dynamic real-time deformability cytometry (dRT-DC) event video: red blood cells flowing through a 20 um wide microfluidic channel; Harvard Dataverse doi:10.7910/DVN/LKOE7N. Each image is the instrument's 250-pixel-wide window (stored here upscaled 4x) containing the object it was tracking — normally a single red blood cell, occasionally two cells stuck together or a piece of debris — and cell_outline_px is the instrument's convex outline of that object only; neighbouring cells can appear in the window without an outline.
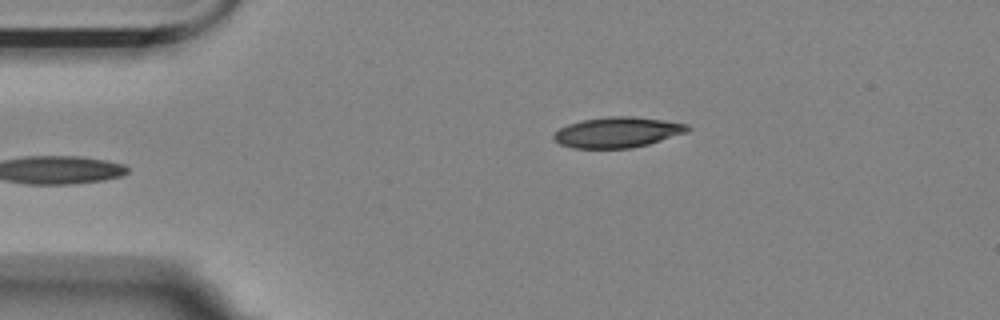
{"species": "Egyptian fruit bat (a non-hibernating species)", "species_latin": "Rousettus aegyptiacus", "temperature_condition": "room temperature", "stored_images_in_passage": 3, "camera_frame_rate_fps": 3000, "um_per_image_px": 0.085, "animal": {"sex": "female"}, "frame": {"image": 1, "passage_image": 1, "time_ms": 0.0, "image_size_px": [1000, 320], "cell_outline_px": [[692, 128], [688, 132], [648, 144], [632, 148], [572, 148], [560, 144], [552, 136], [560, 128], [568, 124], [584, 120], [608, 116], [632, 116], [688, 124]], "centroid_in_image_um": [52.5, 11.25], "position_along_channel_um": 32.5, "area_um2": 23.64}}
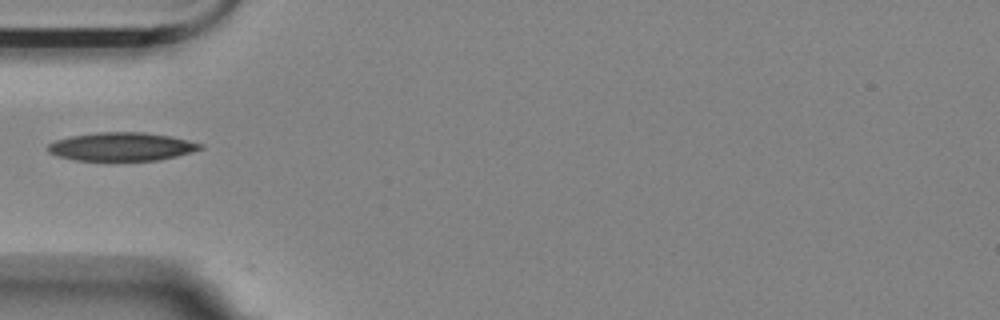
{"frame": {"image": 2, "passage_image": 3, "time_ms": 0.667, "image_size_px": [1000, 320], "cell_outline_px": [[204, 148], [192, 152], [176, 156], [156, 160], [76, 160], [56, 156], [48, 152], [48, 144], [56, 140], [72, 136], [96, 132], [144, 132], [168, 136], [204, 144]], "centroid_in_image_um": [10.33, 12.46], "position_along_channel_um": 74.7, "area_um2": 25.03}}